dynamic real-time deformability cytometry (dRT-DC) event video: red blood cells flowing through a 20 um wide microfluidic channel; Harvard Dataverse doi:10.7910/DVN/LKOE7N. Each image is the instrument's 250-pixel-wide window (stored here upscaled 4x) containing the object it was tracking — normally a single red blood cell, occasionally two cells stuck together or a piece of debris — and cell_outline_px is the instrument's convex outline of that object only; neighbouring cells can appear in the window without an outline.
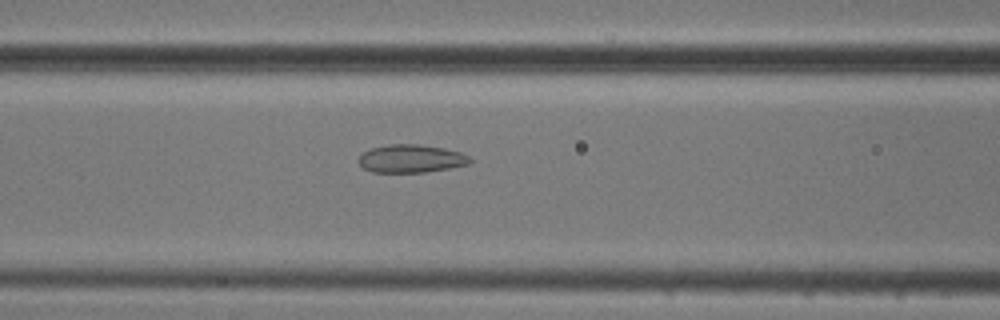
{"species": "common noctule bat (a hibernating species)", "species_latin": "Nyctalus noctula", "temperature_condition": "cold", "stored_images_in_passage": 54, "camera_frame_rate_fps": 3000, "um_per_image_px": 0.085, "animal": {"sex": "male", "body_mass_g": 20.5, "forearm_length_mm": 52.5}, "frame": {"image": 1, "passage_image": 22, "time_ms": 7.0, "image_size_px": [1000, 320], "cell_outline_px": [[472, 160], [468, 164], [448, 168], [424, 172], [372, 172], [364, 168], [356, 160], [360, 152], [372, 148], [388, 144], [420, 144], [444, 148], [460, 152], [468, 156]], "centroid_in_image_um": [34.88, 13.47], "position_along_channel_um": 131.7, "area_um2": 18.26}}
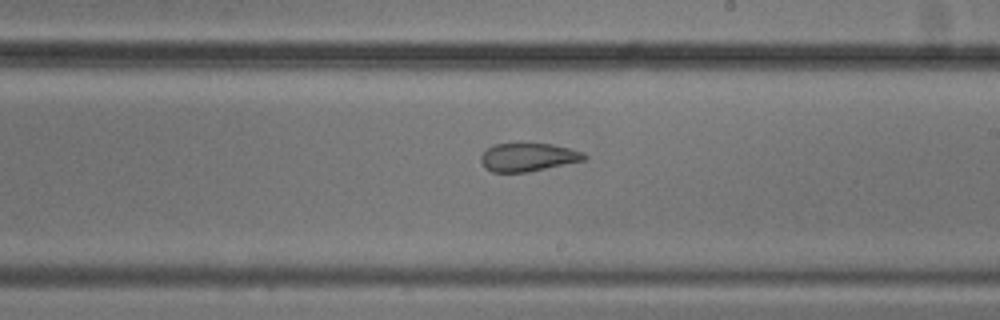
{"frame": {"image": 2, "passage_image": 31, "time_ms": 10.0, "image_size_px": [1000, 320], "cell_outline_px": [[588, 156], [584, 160], [528, 172], [492, 172], [484, 168], [480, 160], [480, 156], [488, 148], [496, 144], [520, 140], [552, 144], [584, 152]], "centroid_in_image_um": [44.85, 13.31], "position_along_channel_um": 244.1, "area_um2": 17.69}}
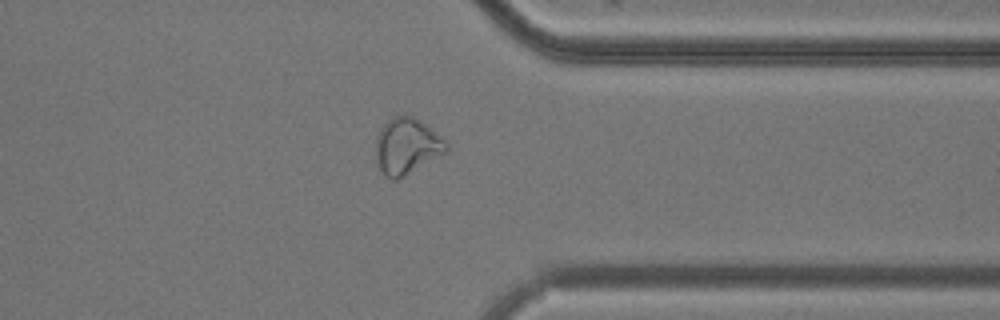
{"frame": {"image": 3, "passage_image": 42, "time_ms": 13.667, "image_size_px": [1000, 320], "cell_outline_px": [[448, 152], [396, 180], [392, 180], [384, 176], [376, 164], [376, 136], [380, 128], [392, 116], [412, 116], [420, 120], [444, 140], [448, 144]], "centroid_in_image_um": [34.55, 12.44], "position_along_channel_um": 376.9, "area_um2": 23.06}, "authors_computed_cell_mechanics": {"area_um2": 23.2934, "velocity_mm_per_s": 3.7485, "shape_relaxation_time_tau1_ms": null, "shape_relaxation_time_tau2_ms": 1.874, "deformation_change_tau1": null, "deformation_change_tau2": 0.0735}}